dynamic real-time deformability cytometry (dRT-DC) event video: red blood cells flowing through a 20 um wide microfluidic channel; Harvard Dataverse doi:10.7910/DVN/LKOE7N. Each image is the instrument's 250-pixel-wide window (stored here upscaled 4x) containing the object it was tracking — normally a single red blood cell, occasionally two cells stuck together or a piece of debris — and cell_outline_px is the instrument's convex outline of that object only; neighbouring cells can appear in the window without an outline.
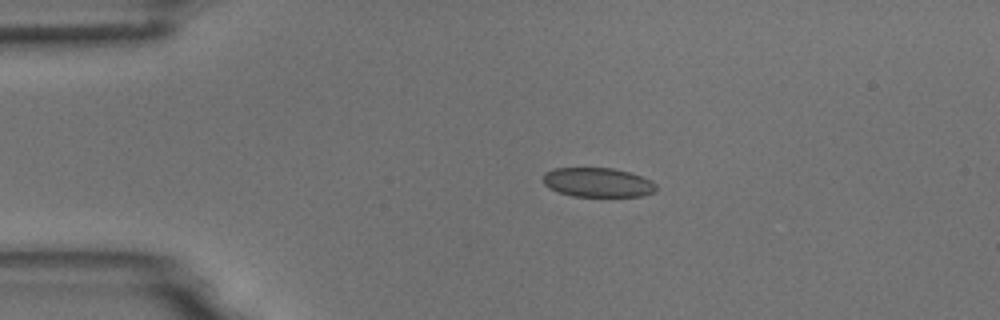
{"species": "common noctule bat (a hibernating species)", "species_latin": "Nyctalus noctula", "temperature_condition": "room temperature", "stored_images_in_passage": 6, "camera_frame_rate_fps": 3000, "um_per_image_px": 0.085, "animal": {"sex": "male", "body_mass_g": 18.8}, "frame": {"image": 1, "passage_image": 3, "time_ms": 0.667, "image_size_px": [1000, 320], "cell_outline_px": [[656, 192], [644, 196], [572, 196], [560, 192], [544, 184], [544, 172], [556, 168], [612, 168], [628, 172], [652, 180], [656, 184]], "centroid_in_image_um": [50.85, 15.51], "position_along_channel_um": 34.1, "area_um2": 19.19}}
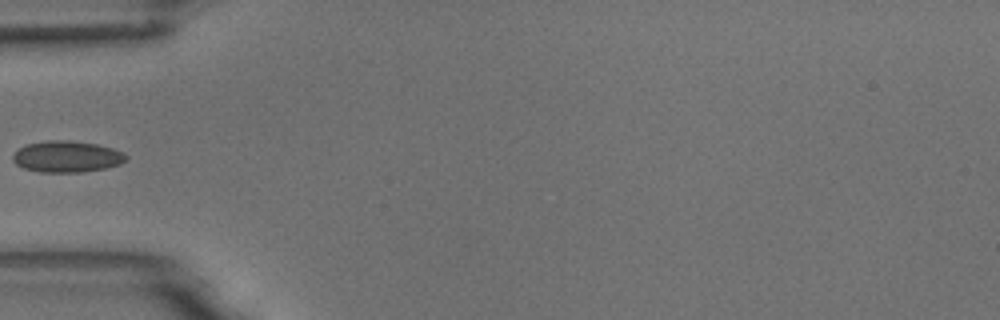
{"frame": {"image": 2, "passage_image": 5, "time_ms": 1.333, "image_size_px": [1000, 320], "cell_outline_px": [[128, 156], [120, 164], [104, 168], [84, 172], [40, 172], [24, 168], [16, 164], [12, 160], [12, 156], [20, 148], [28, 144], [48, 140], [68, 140], [96, 144], [112, 148], [124, 152]], "centroid_in_image_um": [5.69, 13.31], "position_along_channel_um": 79.3, "area_um2": 20.58}}